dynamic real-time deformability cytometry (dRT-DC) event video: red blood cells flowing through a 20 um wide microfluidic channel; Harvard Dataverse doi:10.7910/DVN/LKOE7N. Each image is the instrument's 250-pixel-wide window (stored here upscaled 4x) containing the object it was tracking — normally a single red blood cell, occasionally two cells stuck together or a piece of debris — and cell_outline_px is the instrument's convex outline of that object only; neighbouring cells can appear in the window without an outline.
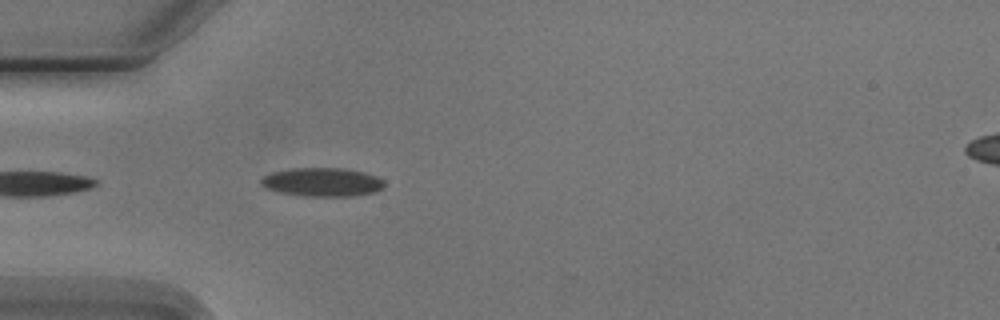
{"species": "Egyptian fruit bat (a non-hibernating species)", "species_latin": "Rousettus aegyptiacus", "temperature_condition": "cold", "stored_images_in_passage": 2, "segment_of_instrument_passage": [1, 2], "camera_frame_rate_fps": 3000, "um_per_image_px": 0.085, "animal": {"sex": "male"}, "frame": {"image": 1, "passage_image": 1, "time_ms": 0.0, "image_size_px": [1000, 320], "cell_outline_px": [[384, 188], [376, 192], [356, 196], [304, 196], [276, 192], [264, 188], [260, 184], [260, 180], [264, 176], [272, 172], [292, 168], [340, 168], [364, 172], [376, 176], [384, 180]], "centroid_in_image_um": [27.38, 15.49], "position_along_channel_um": 57.6, "area_um2": 20.87}}